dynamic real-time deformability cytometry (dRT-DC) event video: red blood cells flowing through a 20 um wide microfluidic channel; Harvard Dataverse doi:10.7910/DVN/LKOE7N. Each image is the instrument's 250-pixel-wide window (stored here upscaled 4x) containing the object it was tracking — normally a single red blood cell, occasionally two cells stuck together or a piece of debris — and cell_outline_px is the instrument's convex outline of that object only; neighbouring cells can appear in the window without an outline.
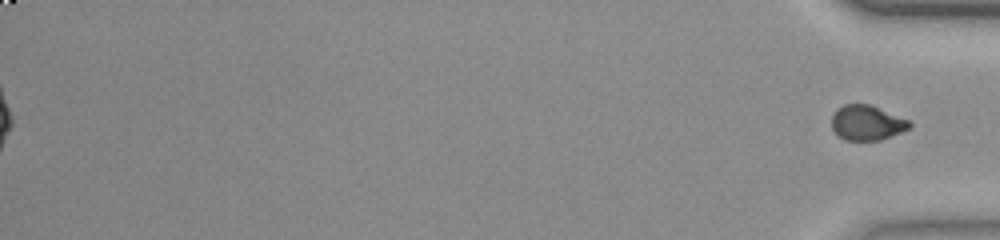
{"species": "common noctule bat (a hibernating species)", "species_latin": "Nyctalus noctula", "temperature_condition": "room temperature", "stored_images_in_passage": 43, "segment_of_instrument_passage": [2, 2], "camera_frame_rate_fps": 3000, "um_per_image_px": 0.085, "animal": {"sex": "female", "body_mass_g": 23.0, "forearm_length_mm": 53.4}, "frame": {"image": 1, "passage_image": 43, "time_ms": 14.0, "image_size_px": [1000, 240], "cell_outline_px": [[912, 128], [880, 140], [844, 140], [836, 136], [832, 128], [832, 116], [836, 108], [844, 104], [868, 104], [908, 120], [912, 124]], "centroid_in_image_um": [73.65, 10.45], "position_along_channel_um": 361.5, "area_um2": 15.9}}